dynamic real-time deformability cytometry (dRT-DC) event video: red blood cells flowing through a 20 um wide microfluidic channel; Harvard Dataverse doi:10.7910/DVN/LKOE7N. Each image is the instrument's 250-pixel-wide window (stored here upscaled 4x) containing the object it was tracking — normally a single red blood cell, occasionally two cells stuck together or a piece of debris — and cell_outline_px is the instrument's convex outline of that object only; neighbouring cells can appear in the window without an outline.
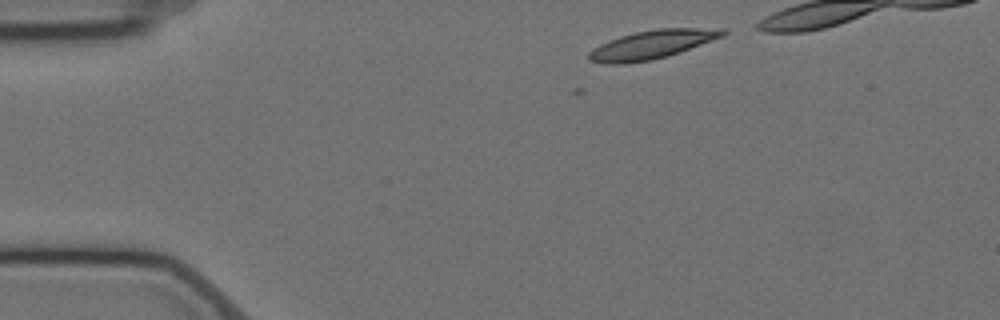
{"species": "Egyptian fruit bat (a non-hibernating species)", "species_latin": "Rousettus aegyptiacus", "temperature_condition": "cold", "stored_images_in_passage": 4, "camera_frame_rate_fps": 3000, "um_per_image_px": 0.085, "animal": {"sex": "female"}, "frame": {"image": 1, "passage_image": 1, "time_ms": 0.0, "image_size_px": [1000, 320], "cell_outline_px": [[728, 32], [724, 36], [680, 52], [668, 56], [652, 60], [624, 64], [604, 64], [588, 60], [588, 52], [600, 44], [608, 40], [620, 36], [636, 32], [656, 28], [728, 28]], "centroid_in_image_um": [55.43, 3.78], "position_along_channel_um": 29.6, "area_um2": 22.6}}